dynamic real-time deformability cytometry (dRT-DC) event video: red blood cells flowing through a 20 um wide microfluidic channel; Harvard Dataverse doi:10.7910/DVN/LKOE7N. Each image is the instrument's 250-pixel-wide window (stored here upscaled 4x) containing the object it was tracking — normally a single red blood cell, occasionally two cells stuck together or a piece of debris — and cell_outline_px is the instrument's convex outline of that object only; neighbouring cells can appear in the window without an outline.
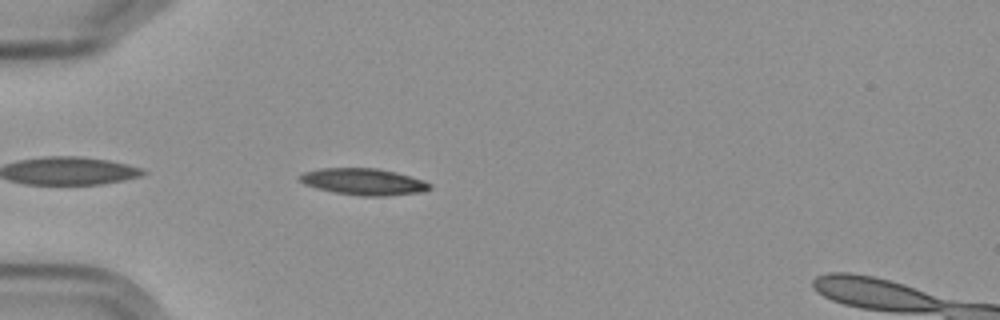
{"species": "Egyptian fruit bat (a non-hibernating species)", "species_latin": "Rousettus aegyptiacus", "temperature_condition": "cold", "stored_images_in_passage": 2, "camera_frame_rate_fps": 3000, "um_per_image_px": 0.085, "frame": {"image": 1, "passage_image": 2, "time_ms": 1.0, "image_size_px": [1000, 320], "cell_outline_px": [[432, 188], [424, 192], [384, 196], [360, 196], [336, 192], [316, 188], [304, 184], [296, 176], [304, 172], [320, 168], [376, 168], [396, 172], [432, 184]], "centroid_in_image_um": [30.88, 15.45], "position_along_channel_um": 54.1, "area_um2": 20.11}}